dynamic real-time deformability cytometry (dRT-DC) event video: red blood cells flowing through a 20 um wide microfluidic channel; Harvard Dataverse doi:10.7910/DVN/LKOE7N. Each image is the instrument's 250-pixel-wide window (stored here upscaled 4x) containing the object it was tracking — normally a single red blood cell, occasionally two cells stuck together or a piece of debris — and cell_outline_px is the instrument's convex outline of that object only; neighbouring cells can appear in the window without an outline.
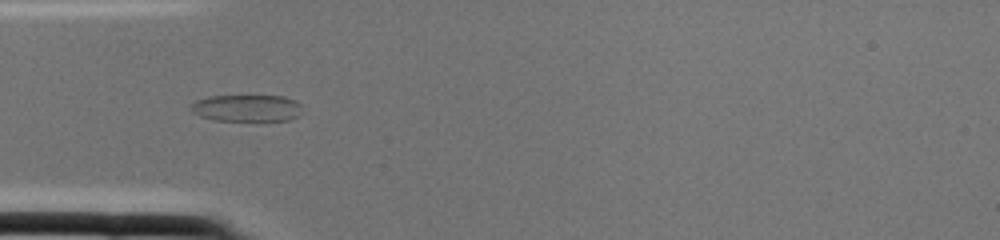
{"species": "common noctule bat (a hibernating species)", "species_latin": "Nyctalus noctula", "temperature_condition": "cold", "stored_images_in_passage": 1, "camera_frame_rate_fps": 3000, "um_per_image_px": 0.085, "animal": {"sex": "female", "body_mass_g": 22.0, "forearm_length_mm": 56.7}, "frame": {"image": 1, "passage_image": 1, "time_ms": 0.0, "image_size_px": [1000, 240], "cell_outline_px": [[300, 104], [296, 116], [288, 120], [212, 120], [200, 116], [192, 112], [188, 108], [196, 100], [208, 96], [284, 96], [296, 100]], "centroid_in_image_um": [20.9, 9.17], "position_along_channel_um": 64.1, "area_um2": 17.22}}